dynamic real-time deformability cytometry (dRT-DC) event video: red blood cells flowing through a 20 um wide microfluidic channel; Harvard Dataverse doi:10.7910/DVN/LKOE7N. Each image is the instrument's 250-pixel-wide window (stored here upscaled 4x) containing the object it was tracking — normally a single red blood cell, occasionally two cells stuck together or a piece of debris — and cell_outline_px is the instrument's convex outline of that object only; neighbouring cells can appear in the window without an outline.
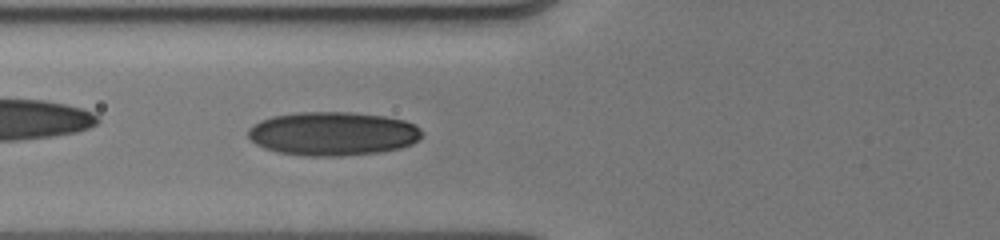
{"species": "human", "species_latin": "Homo sapiens", "temperature_condition": "cold", "stored_images_in_passage": 8, "camera_frame_rate_fps": 3000, "um_per_image_px": 0.085, "donor": {"sex": "male"}, "frame": {"image": 1, "passage_image": 8, "time_ms": 5.0, "image_size_px": [1000, 240], "cell_outline_px": [[424, 132], [412, 144], [400, 148], [380, 152], [340, 156], [308, 156], [276, 152], [264, 148], [256, 144], [248, 136], [248, 128], [252, 124], [260, 120], [272, 116], [300, 112], [348, 112], [384, 116], [404, 120], [416, 124]], "centroid_in_image_um": [28.28, 11.36], "position_along_channel_um": 97.5, "area_um2": 44.51}}